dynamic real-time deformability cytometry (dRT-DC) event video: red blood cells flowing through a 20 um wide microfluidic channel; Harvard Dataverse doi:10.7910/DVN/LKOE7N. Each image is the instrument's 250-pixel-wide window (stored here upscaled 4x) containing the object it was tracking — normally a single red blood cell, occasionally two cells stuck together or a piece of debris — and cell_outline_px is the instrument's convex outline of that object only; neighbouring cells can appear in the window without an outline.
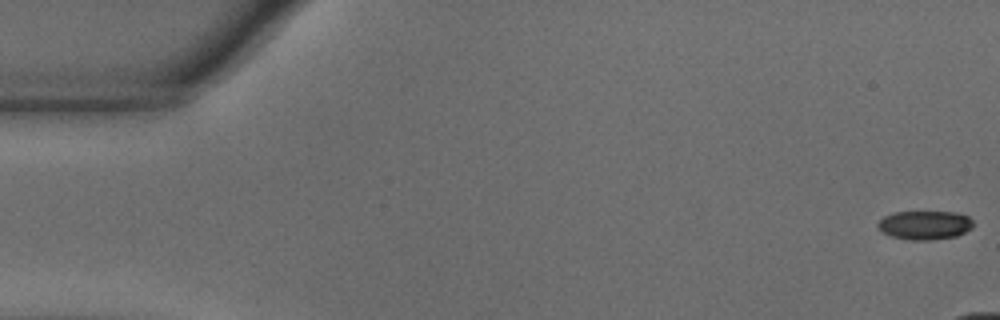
{"species": "common noctule bat (a hibernating species)", "species_latin": "Nyctalus noctula", "temperature_condition": "warm", "stored_images_in_passage": 24, "camera_frame_rate_fps": 3000, "um_per_image_px": 0.085, "animal": {"sex": "male", "body_mass_g": 18.8}, "frame": {"image": 1, "passage_image": 1, "time_ms": 0.0, "image_size_px": [1000, 320], "cell_outline_px": [[972, 228], [956, 236], [932, 240], [908, 240], [892, 236], [884, 232], [876, 224], [884, 216], [896, 212], [956, 212], [968, 216], [972, 220]], "centroid_in_image_um": [78.62, 19.13], "position_along_channel_um": 6.4, "area_um2": 15.9}}
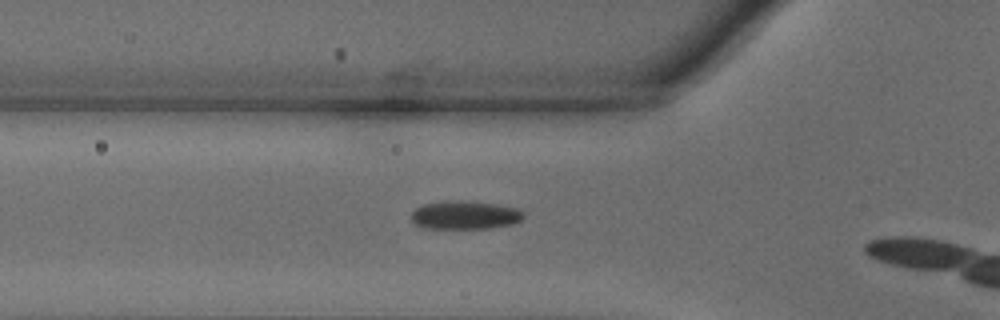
{"frame": {"image": 2, "passage_image": 19, "time_ms": 6.0, "image_size_px": [1000, 320], "cell_outline_px": [[524, 216], [520, 220], [512, 224], [488, 228], [424, 228], [416, 224], [412, 220], [412, 212], [416, 208], [424, 204], [452, 200], [456, 200], [496, 204], [516, 208], [524, 212]], "centroid_in_image_um": [39.52, 18.28], "position_along_channel_um": 86.3, "area_um2": 18.32}}
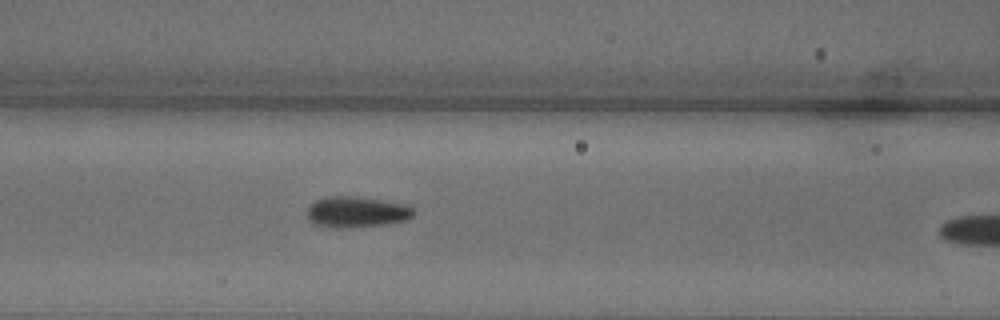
{"frame": {"image": 3, "passage_image": 23, "time_ms": 7.333, "image_size_px": [1000, 320], "cell_outline_px": [[416, 212], [408, 220], [388, 224], [352, 228], [336, 228], [316, 224], [308, 216], [308, 204], [316, 200], [328, 196], [356, 196], [408, 204]], "centroid_in_image_um": [30.36, 18.01], "position_along_channel_um": 136.2, "area_um2": 19.42}}